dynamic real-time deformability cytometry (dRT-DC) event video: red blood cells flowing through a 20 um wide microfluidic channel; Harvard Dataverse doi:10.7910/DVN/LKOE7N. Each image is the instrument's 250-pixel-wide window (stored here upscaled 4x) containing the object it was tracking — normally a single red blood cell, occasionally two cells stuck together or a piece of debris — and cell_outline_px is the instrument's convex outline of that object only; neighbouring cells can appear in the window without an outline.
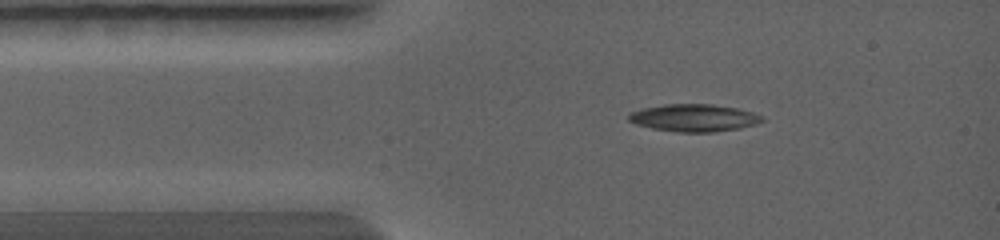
{"species": "common noctule bat (a hibernating species)", "species_latin": "Nyctalus noctula", "temperature_condition": "warm", "stored_images_in_passage": 37, "camera_frame_rate_fps": 5000, "um_per_image_px": 0.085, "animal": {"sex": "female", "body_mass_g": 19.0, "forearm_length_mm": 56.7}, "frame": {"image": 1, "passage_image": 1, "time_ms": 0.0, "image_size_px": [1000, 240], "cell_outline_px": [[764, 120], [756, 124], [740, 128], [716, 132], [676, 132], [652, 128], [636, 124], [628, 120], [628, 116], [632, 112], [644, 108], [664, 104], [712, 104], [740, 108], [764, 116]], "centroid_in_image_um": [59.03, 10.01], "position_along_channel_um": 26.0, "area_um2": 21.39}}
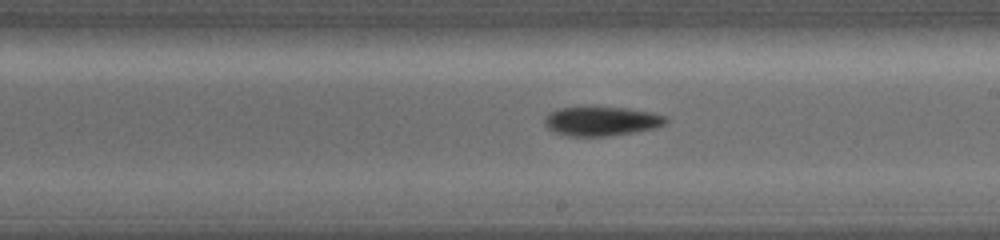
{"frame": {"image": 2, "passage_image": 16, "time_ms": 4.4, "image_size_px": [1000, 240], "cell_outline_px": [[668, 120], [664, 124], [656, 128], [608, 136], [568, 136], [552, 132], [544, 124], [544, 116], [548, 112], [560, 108], [628, 108], [652, 112], [668, 116]], "centroid_in_image_um": [51.11, 10.31], "position_along_channel_um": 237.9, "area_um2": 20.63}}
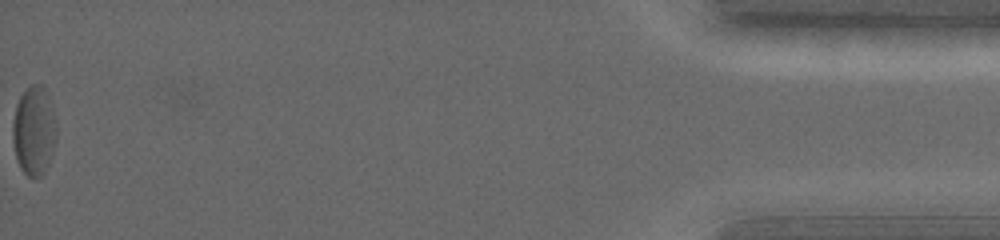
{"frame": {"image": 3, "passage_image": 37, "time_ms": 10.4, "image_size_px": [1000, 240], "cell_outline_px": [[56, 140], [52, 156], [44, 172], [40, 176], [28, 176], [20, 168], [16, 160], [12, 140], [12, 124], [16, 104], [20, 96], [32, 84], [44, 84], [56, 120]], "centroid_in_image_um": [2.88, 11.11], "position_along_channel_um": 432.3, "area_um2": 22.95}}